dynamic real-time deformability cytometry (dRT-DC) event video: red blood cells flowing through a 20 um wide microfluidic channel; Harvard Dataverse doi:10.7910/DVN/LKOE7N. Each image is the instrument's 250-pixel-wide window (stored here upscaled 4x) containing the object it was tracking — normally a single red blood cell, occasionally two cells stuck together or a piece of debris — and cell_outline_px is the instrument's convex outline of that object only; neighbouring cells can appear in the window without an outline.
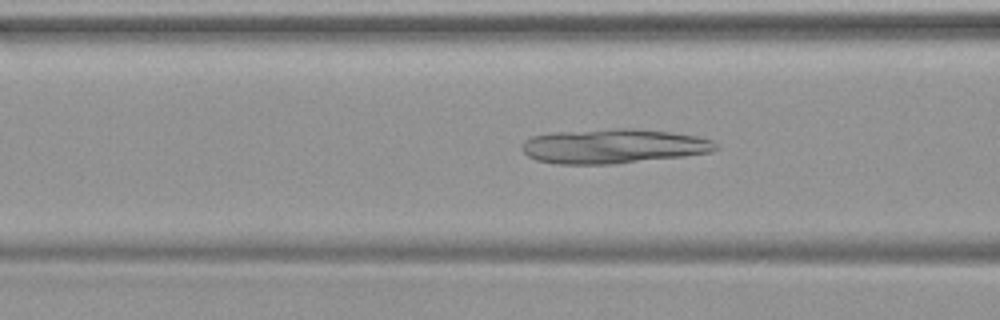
{"species": "common noctule bat (a hibernating species)", "species_latin": "Nyctalus noctula", "temperature_condition": "warm", "stored_images_in_passage": 40, "camera_frame_rate_fps": 3000, "um_per_image_px": 0.085, "animal": {"sex": "female", "body_mass_g": 19.9}, "frame": {"image": 1, "passage_image": 15, "time_ms": 4.667, "image_size_px": [1000, 320], "cell_outline_px": [[720, 148], [712, 152], [684, 156], [616, 164], [556, 164], [536, 160], [528, 156], [520, 148], [520, 144], [524, 140], [532, 136], [552, 132], [620, 128], [628, 128], [672, 132], [696, 136], [712, 140]], "centroid_in_image_um": [52.11, 12.43], "position_along_channel_um": 114.5, "area_um2": 39.3}}
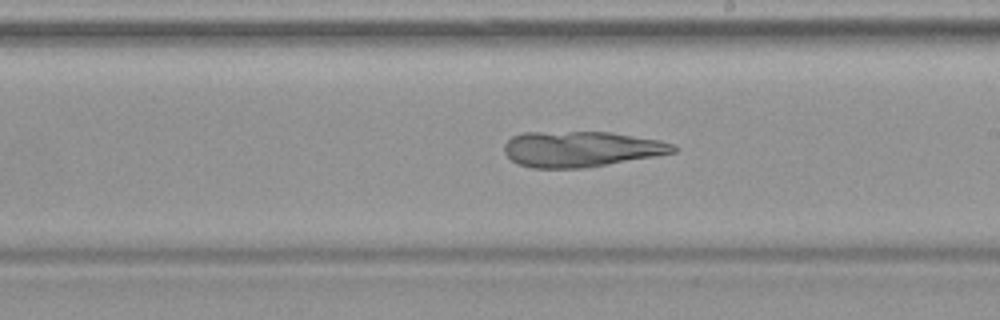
{"frame": {"image": 2, "passage_image": 24, "time_ms": 7.667, "image_size_px": [1000, 320], "cell_outline_px": [[676, 152], [656, 156], [584, 168], [532, 168], [516, 164], [504, 152], [504, 144], [512, 136], [524, 132], [612, 132], [660, 140], [672, 144], [676, 148]], "centroid_in_image_um": [49.37, 12.67], "position_along_channel_um": 239.6, "area_um2": 35.2}}
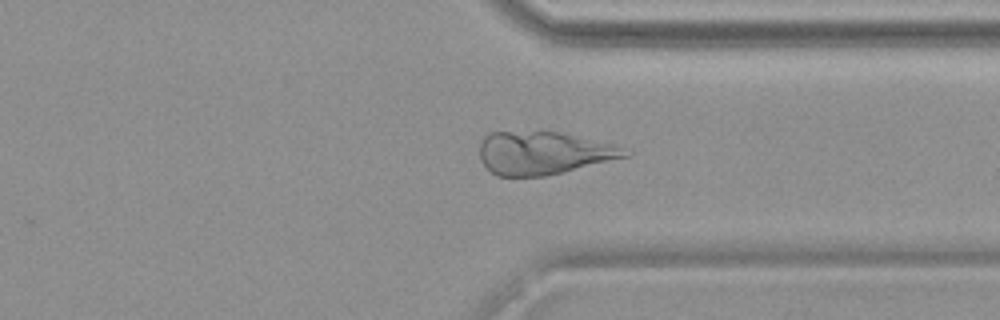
{"frame": {"image": 3, "passage_image": 33, "time_ms": 10.667, "image_size_px": [1000, 320], "cell_outline_px": [[632, 152], [628, 156], [564, 172], [544, 176], [496, 176], [480, 160], [480, 144], [484, 136], [488, 132], [560, 132], [612, 144]], "centroid_in_image_um": [46.17, 13.01], "position_along_channel_um": 365.2, "area_um2": 36.07}}